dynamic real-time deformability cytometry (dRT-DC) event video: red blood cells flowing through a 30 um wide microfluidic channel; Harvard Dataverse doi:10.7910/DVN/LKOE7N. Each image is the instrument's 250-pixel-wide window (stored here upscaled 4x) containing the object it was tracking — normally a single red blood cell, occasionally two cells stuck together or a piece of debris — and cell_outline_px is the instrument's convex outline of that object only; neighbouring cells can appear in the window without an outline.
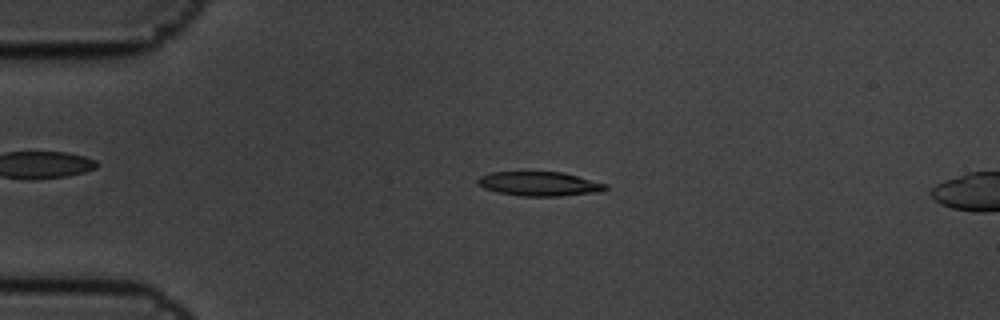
{"species": "common noctule bat (a hibernating species)", "species_latin": "Nyctalus noctula", "temperature_condition": "cold", "stored_images_in_passage": 5, "camera_frame_rate_fps": 3000, "um_per_image_px": 0.085, "animal": {"sex": "male", "body_mass_g": 19.5, "forearm_length_mm": 54.6}, "frame": {"image": 1, "passage_image": 3, "time_ms": 0.667, "image_size_px": [1000, 320], "cell_outline_px": [[608, 188], [604, 192], [560, 196], [520, 196], [496, 192], [484, 188], [476, 184], [476, 180], [480, 176], [492, 172], [564, 172], [608, 184]], "centroid_in_image_um": [45.88, 15.63], "position_along_channel_um": 39.1, "area_um2": 18.38}}